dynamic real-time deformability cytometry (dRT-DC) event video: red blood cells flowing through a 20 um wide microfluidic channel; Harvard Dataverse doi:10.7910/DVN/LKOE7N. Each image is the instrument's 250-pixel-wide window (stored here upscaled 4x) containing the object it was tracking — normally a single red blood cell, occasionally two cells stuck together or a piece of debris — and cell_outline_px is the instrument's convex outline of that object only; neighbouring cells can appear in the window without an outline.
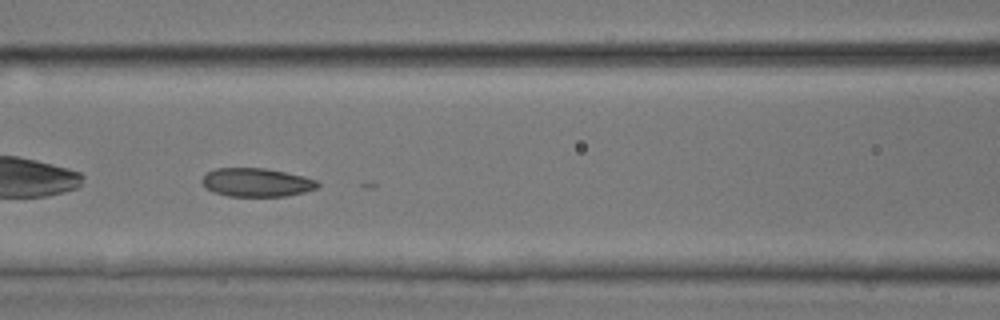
{"species": "common noctule bat (a hibernating species)", "species_latin": "Nyctalus noctula", "temperature_condition": "room temperature", "stored_images_in_passage": 46, "camera_frame_rate_fps": 3000, "um_per_image_px": 0.085, "animal": {"sex": "male", "body_mass_g": 17.9, "forearm_length_mm": 54.2}, "frame": {"image": 1, "passage_image": 21, "time_ms": 6.667, "image_size_px": [1000, 320], "cell_outline_px": [[320, 184], [316, 188], [304, 192], [284, 196], [228, 196], [212, 192], [204, 188], [200, 180], [208, 172], [216, 168], [264, 168], [304, 176], [316, 180]], "centroid_in_image_um": [21.76, 15.51], "position_along_channel_um": 144.8, "area_um2": 19.25}}
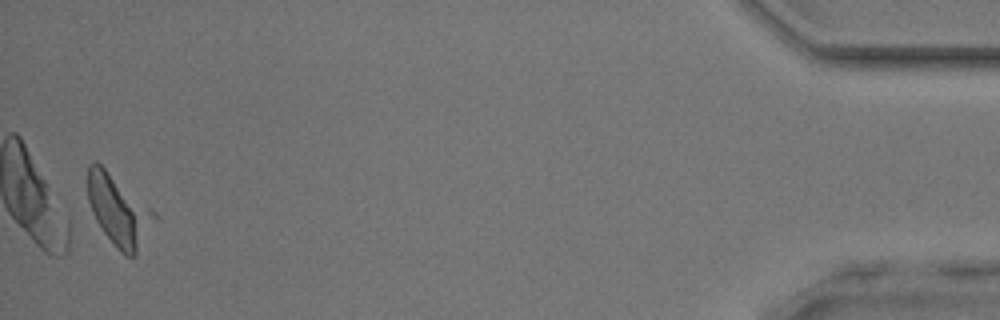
{"frame": {"image": 2, "passage_image": 46, "time_ms": 15.0, "image_size_px": [1000, 320], "cell_outline_px": [[156, 220], [136, 252], [132, 256], [124, 256], [116, 248], [104, 232], [96, 220], [92, 212], [88, 200], [88, 164], [96, 160], [152, 208], [156, 212]], "centroid_in_image_um": [10.07, 17.86], "position_along_channel_um": 425.1, "area_um2": 26.99}}